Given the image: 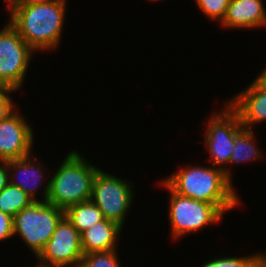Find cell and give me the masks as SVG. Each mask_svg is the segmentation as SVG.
Segmentation results:
<instances>
[{"label":"cell","mask_w":266,"mask_h":267,"mask_svg":"<svg viewBox=\"0 0 266 267\" xmlns=\"http://www.w3.org/2000/svg\"><path fill=\"white\" fill-rule=\"evenodd\" d=\"M121 228L117 223L107 219L93 224L81 233L83 254L116 249L115 244Z\"/></svg>","instance_id":"4fadbf2b"},{"label":"cell","mask_w":266,"mask_h":267,"mask_svg":"<svg viewBox=\"0 0 266 267\" xmlns=\"http://www.w3.org/2000/svg\"><path fill=\"white\" fill-rule=\"evenodd\" d=\"M63 217L64 209L37 200L13 217V232L14 235L19 233L38 256Z\"/></svg>","instance_id":"277c9868"},{"label":"cell","mask_w":266,"mask_h":267,"mask_svg":"<svg viewBox=\"0 0 266 267\" xmlns=\"http://www.w3.org/2000/svg\"><path fill=\"white\" fill-rule=\"evenodd\" d=\"M226 106L225 111L212 116L205 136L214 167L230 162L235 147V136L244 128L239 115L229 105Z\"/></svg>","instance_id":"9c48e42d"},{"label":"cell","mask_w":266,"mask_h":267,"mask_svg":"<svg viewBox=\"0 0 266 267\" xmlns=\"http://www.w3.org/2000/svg\"><path fill=\"white\" fill-rule=\"evenodd\" d=\"M256 80L262 84L266 86V69L261 73V75H259L258 78H256Z\"/></svg>","instance_id":"d4e9b609"},{"label":"cell","mask_w":266,"mask_h":267,"mask_svg":"<svg viewBox=\"0 0 266 267\" xmlns=\"http://www.w3.org/2000/svg\"><path fill=\"white\" fill-rule=\"evenodd\" d=\"M32 200L19 187L8 183L0 192V211L14 217L17 213L29 206Z\"/></svg>","instance_id":"2e32d148"},{"label":"cell","mask_w":266,"mask_h":267,"mask_svg":"<svg viewBox=\"0 0 266 267\" xmlns=\"http://www.w3.org/2000/svg\"><path fill=\"white\" fill-rule=\"evenodd\" d=\"M64 216L80 233L105 219L101 210L91 200L69 206L64 210Z\"/></svg>","instance_id":"9a60e30c"},{"label":"cell","mask_w":266,"mask_h":267,"mask_svg":"<svg viewBox=\"0 0 266 267\" xmlns=\"http://www.w3.org/2000/svg\"><path fill=\"white\" fill-rule=\"evenodd\" d=\"M98 170L75 150L70 152L44 187L43 200L64 210L90 200Z\"/></svg>","instance_id":"3957f363"},{"label":"cell","mask_w":266,"mask_h":267,"mask_svg":"<svg viewBox=\"0 0 266 267\" xmlns=\"http://www.w3.org/2000/svg\"><path fill=\"white\" fill-rule=\"evenodd\" d=\"M14 90L16 89L9 86L0 85V121L6 119L10 114L13 113L14 106L8 94Z\"/></svg>","instance_id":"44dd1931"},{"label":"cell","mask_w":266,"mask_h":267,"mask_svg":"<svg viewBox=\"0 0 266 267\" xmlns=\"http://www.w3.org/2000/svg\"><path fill=\"white\" fill-rule=\"evenodd\" d=\"M202 267H266V256L264 254L257 253L254 256L252 255L242 258H217L207 262Z\"/></svg>","instance_id":"ac0fdd59"},{"label":"cell","mask_w":266,"mask_h":267,"mask_svg":"<svg viewBox=\"0 0 266 267\" xmlns=\"http://www.w3.org/2000/svg\"><path fill=\"white\" fill-rule=\"evenodd\" d=\"M165 187L170 190L169 220L173 237L194 232L221 220L223 213L214 205L197 201L176 193L165 181Z\"/></svg>","instance_id":"5b68a950"},{"label":"cell","mask_w":266,"mask_h":267,"mask_svg":"<svg viewBox=\"0 0 266 267\" xmlns=\"http://www.w3.org/2000/svg\"><path fill=\"white\" fill-rule=\"evenodd\" d=\"M14 236L13 217L0 211V240Z\"/></svg>","instance_id":"7402d4cb"},{"label":"cell","mask_w":266,"mask_h":267,"mask_svg":"<svg viewBox=\"0 0 266 267\" xmlns=\"http://www.w3.org/2000/svg\"><path fill=\"white\" fill-rule=\"evenodd\" d=\"M33 51L10 23L0 31L1 86L21 87Z\"/></svg>","instance_id":"52a82bcc"},{"label":"cell","mask_w":266,"mask_h":267,"mask_svg":"<svg viewBox=\"0 0 266 267\" xmlns=\"http://www.w3.org/2000/svg\"><path fill=\"white\" fill-rule=\"evenodd\" d=\"M222 26L227 28H253L266 26L263 0H230Z\"/></svg>","instance_id":"7c38bea8"},{"label":"cell","mask_w":266,"mask_h":267,"mask_svg":"<svg viewBox=\"0 0 266 267\" xmlns=\"http://www.w3.org/2000/svg\"><path fill=\"white\" fill-rule=\"evenodd\" d=\"M115 250L86 253L79 267H119Z\"/></svg>","instance_id":"d6986e66"},{"label":"cell","mask_w":266,"mask_h":267,"mask_svg":"<svg viewBox=\"0 0 266 267\" xmlns=\"http://www.w3.org/2000/svg\"><path fill=\"white\" fill-rule=\"evenodd\" d=\"M198 7L211 19H219L221 22L226 16L230 0H196Z\"/></svg>","instance_id":"ffe728a7"},{"label":"cell","mask_w":266,"mask_h":267,"mask_svg":"<svg viewBox=\"0 0 266 267\" xmlns=\"http://www.w3.org/2000/svg\"><path fill=\"white\" fill-rule=\"evenodd\" d=\"M230 170L215 167H186L164 181L178 194L214 204L223 214L238 205Z\"/></svg>","instance_id":"7a4b0ae2"},{"label":"cell","mask_w":266,"mask_h":267,"mask_svg":"<svg viewBox=\"0 0 266 267\" xmlns=\"http://www.w3.org/2000/svg\"><path fill=\"white\" fill-rule=\"evenodd\" d=\"M65 2L9 3V23L33 50L56 48L63 28Z\"/></svg>","instance_id":"6da1fadb"},{"label":"cell","mask_w":266,"mask_h":267,"mask_svg":"<svg viewBox=\"0 0 266 267\" xmlns=\"http://www.w3.org/2000/svg\"><path fill=\"white\" fill-rule=\"evenodd\" d=\"M30 155L27 157H23L21 159H15V160H9L8 161V168L9 171L10 170H15L17 171V175H21L20 177L23 176V178H20L21 180H13L12 177V181H9V183L19 187L22 191H24L32 200L37 201V199L35 198V191L36 188L39 186L38 180H42V175L43 173L41 172V166H35V162L30 163ZM19 173V174H18ZM31 176V178H30ZM24 179V180H23ZM30 179L35 180L33 183L34 185H30ZM29 180V182L27 183V181ZM31 180V181H32ZM36 182V183H35ZM38 182V183H37ZM37 184V185H36Z\"/></svg>","instance_id":"5bb4252c"},{"label":"cell","mask_w":266,"mask_h":267,"mask_svg":"<svg viewBox=\"0 0 266 267\" xmlns=\"http://www.w3.org/2000/svg\"><path fill=\"white\" fill-rule=\"evenodd\" d=\"M238 115L242 126L266 121V86L256 79L228 104Z\"/></svg>","instance_id":"8fae6325"},{"label":"cell","mask_w":266,"mask_h":267,"mask_svg":"<svg viewBox=\"0 0 266 267\" xmlns=\"http://www.w3.org/2000/svg\"><path fill=\"white\" fill-rule=\"evenodd\" d=\"M32 129L17 112L0 121V161L21 159L30 155Z\"/></svg>","instance_id":"30bf717a"},{"label":"cell","mask_w":266,"mask_h":267,"mask_svg":"<svg viewBox=\"0 0 266 267\" xmlns=\"http://www.w3.org/2000/svg\"><path fill=\"white\" fill-rule=\"evenodd\" d=\"M253 130L243 128L235 136V147L229 163H240L260 157L261 153L253 141Z\"/></svg>","instance_id":"e0dca14e"},{"label":"cell","mask_w":266,"mask_h":267,"mask_svg":"<svg viewBox=\"0 0 266 267\" xmlns=\"http://www.w3.org/2000/svg\"><path fill=\"white\" fill-rule=\"evenodd\" d=\"M132 188L127 181L99 169L95 175L90 200L98 206L105 219L122 227L127 209L134 198Z\"/></svg>","instance_id":"8992f818"},{"label":"cell","mask_w":266,"mask_h":267,"mask_svg":"<svg viewBox=\"0 0 266 267\" xmlns=\"http://www.w3.org/2000/svg\"><path fill=\"white\" fill-rule=\"evenodd\" d=\"M3 166H0V192L6 187L10 181V172L8 168V161H1ZM9 171V172H8Z\"/></svg>","instance_id":"603a6c76"},{"label":"cell","mask_w":266,"mask_h":267,"mask_svg":"<svg viewBox=\"0 0 266 267\" xmlns=\"http://www.w3.org/2000/svg\"><path fill=\"white\" fill-rule=\"evenodd\" d=\"M83 255L81 233L64 216L37 256L42 263L37 267H79Z\"/></svg>","instance_id":"ba28073f"},{"label":"cell","mask_w":266,"mask_h":267,"mask_svg":"<svg viewBox=\"0 0 266 267\" xmlns=\"http://www.w3.org/2000/svg\"><path fill=\"white\" fill-rule=\"evenodd\" d=\"M46 1H50V0H9L8 3H38V2H46Z\"/></svg>","instance_id":"cb8c5ba5"}]
</instances>
